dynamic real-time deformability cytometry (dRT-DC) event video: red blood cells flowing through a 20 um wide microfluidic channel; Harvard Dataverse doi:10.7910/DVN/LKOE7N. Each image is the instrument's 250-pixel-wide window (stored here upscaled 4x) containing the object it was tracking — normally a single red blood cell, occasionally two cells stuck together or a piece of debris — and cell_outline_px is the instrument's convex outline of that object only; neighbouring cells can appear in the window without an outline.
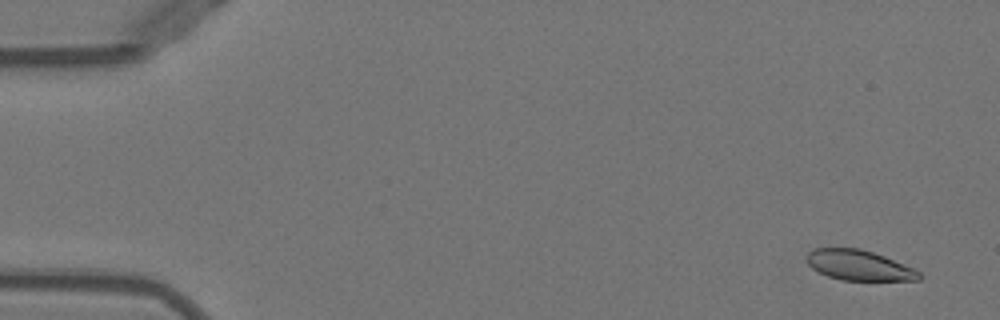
{"species": "Egyptian fruit bat (a non-hibernating species)", "species_latin": "Rousettus aegyptiacus", "temperature_condition": "warm", "stored_images_in_passage": 50, "camera_frame_rate_fps": 3000, "um_per_image_px": 0.085, "animal": {"sex": "female"}, "frame": {"image": 1, "passage_image": 1, "time_ms": 0.0, "image_size_px": [1000, 320], "cell_outline_px": [[920, 280], [840, 280], [828, 276], [812, 268], [804, 260], [808, 252], [816, 248], [860, 248], [884, 256], [912, 268], [920, 272]], "centroid_in_image_um": [72.96, 22.54], "position_along_channel_um": 12.0, "area_um2": 19.65}}
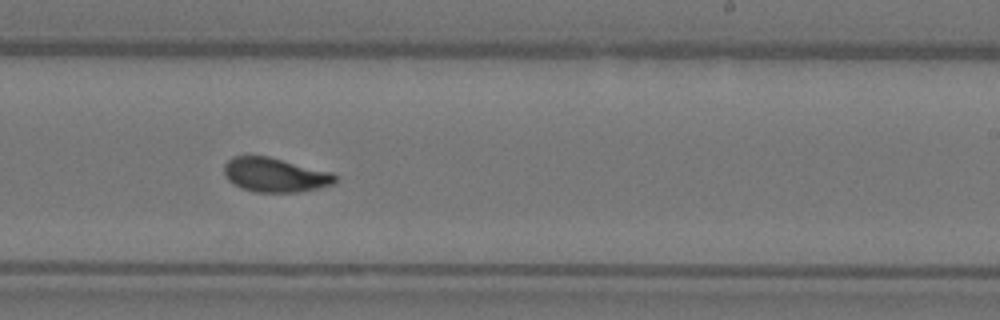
{"frame": {"image": 2, "passage_image": 30, "time_ms": 9.667, "image_size_px": [1000, 320], "cell_outline_px": [[336, 180], [332, 184], [320, 188], [296, 192], [252, 192], [240, 188], [232, 184], [228, 180], [224, 172], [224, 164], [232, 156], [268, 156], [332, 172], [336, 176]], "centroid_in_image_um": [23.35, 14.87], "position_along_channel_um": 265.7, "area_um2": 22.25}}
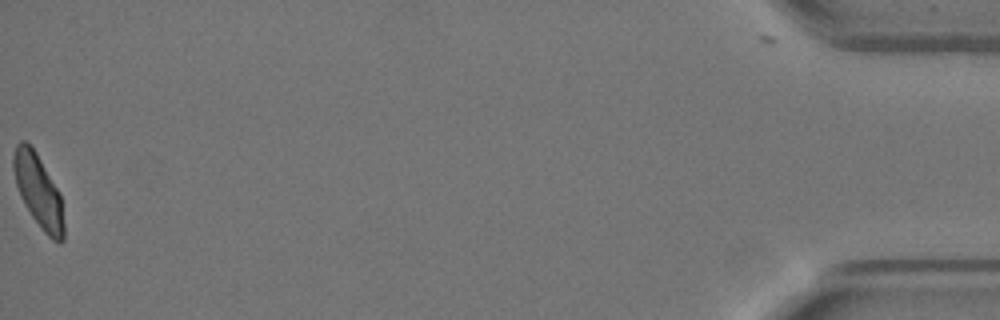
{"frame": {"image": 3, "passage_image": 50, "time_ms": 16.333, "image_size_px": [1000, 320], "cell_outline_px": [[64, 240], [60, 244], [52, 240], [44, 232], [32, 216], [20, 196], [16, 184], [12, 168], [12, 156], [16, 144], [20, 140], [28, 140], [36, 152], [56, 188], [60, 196], [64, 224]], "centroid_in_image_um": [3.23, 16.22], "position_along_channel_um": 432.0, "area_um2": 21.33}, "authors_computed_cell_mechanics": {"area_um2": 21.7617, "velocity_mm_per_s": 3.9716, "shape_relaxation_time_tau1_ms": 3.9142, "shape_relaxation_time_tau2_ms": 0.9985, "deformation_change_tau1": 0.1552, "deformation_change_tau2": 0.0547}}